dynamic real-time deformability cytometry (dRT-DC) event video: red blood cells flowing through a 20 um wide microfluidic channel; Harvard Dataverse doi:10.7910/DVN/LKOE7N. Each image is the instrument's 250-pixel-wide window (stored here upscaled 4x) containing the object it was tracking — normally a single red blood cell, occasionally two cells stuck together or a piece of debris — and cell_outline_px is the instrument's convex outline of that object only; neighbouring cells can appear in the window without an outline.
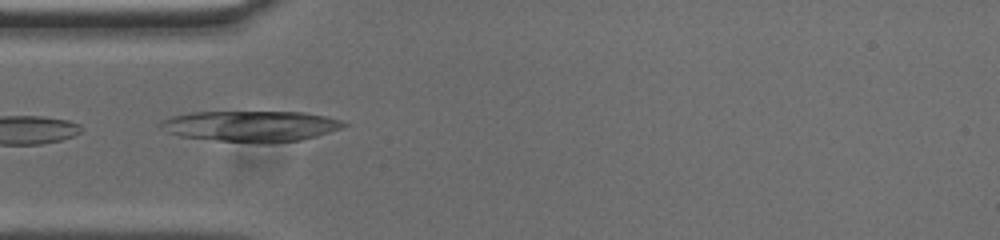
{"species": "common noctule bat (a hibernating species)", "species_latin": "Nyctalus noctula", "temperature_condition": "cold", "stored_images_in_passage": 20, "camera_frame_rate_fps": 3000, "um_per_image_px": 0.085, "animal": {"sex": "male", "body_mass_g": 20.0, "forearm_length_mm": 53.3}, "frame": {"image": 1, "passage_image": 1, "time_ms": 0.0, "image_size_px": [1000, 240], "cell_outline_px": [[348, 124], [340, 128], [316, 136], [300, 140], [268, 144], [256, 144], [216, 140], [180, 136], [168, 132], [160, 128], [156, 124], [160, 120], [172, 116], [192, 112], [304, 112], [324, 116], [340, 120]], "centroid_in_image_um": [21.27, 10.73], "position_along_channel_um": 63.7, "area_um2": 33.12}}
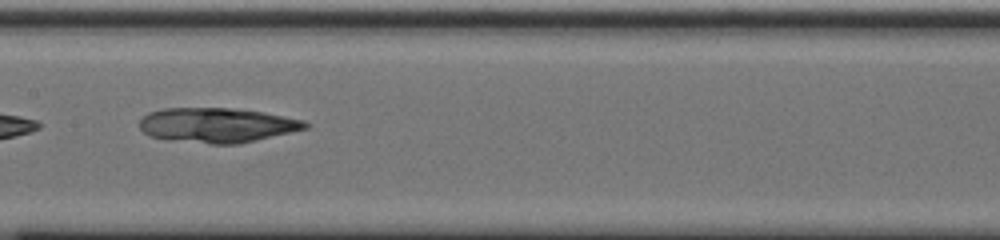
{"frame": {"image": 2, "passage_image": 11, "time_ms": 3.333, "image_size_px": [1000, 240], "cell_outline_px": [[312, 124], [308, 128], [256, 140], [236, 144], [212, 144], [152, 136], [144, 132], [140, 128], [140, 120], [148, 112], [164, 108], [228, 108], [260, 112], [304, 120]], "centroid_in_image_um": [18.48, 10.62], "position_along_channel_um": 188.9, "area_um2": 32.95}}
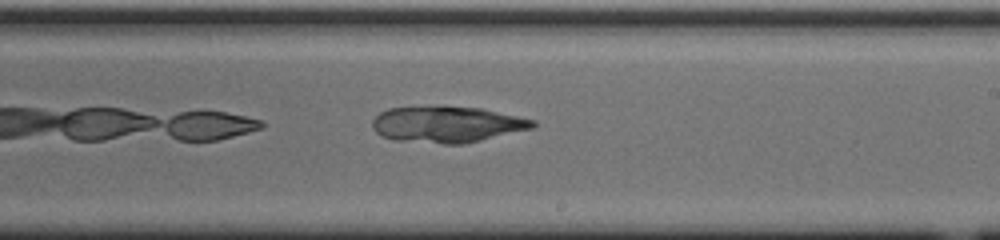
{"frame": {"image": 3, "passage_image": 16, "time_ms": 5.0, "image_size_px": [1000, 240], "cell_outline_px": [[536, 124], [532, 128], [464, 144], [444, 144], [396, 140], [380, 136], [372, 128], [372, 120], [380, 112], [388, 108], [480, 108], [536, 120]], "centroid_in_image_um": [37.98, 10.6], "position_along_channel_um": 251.0, "area_um2": 33.12}}